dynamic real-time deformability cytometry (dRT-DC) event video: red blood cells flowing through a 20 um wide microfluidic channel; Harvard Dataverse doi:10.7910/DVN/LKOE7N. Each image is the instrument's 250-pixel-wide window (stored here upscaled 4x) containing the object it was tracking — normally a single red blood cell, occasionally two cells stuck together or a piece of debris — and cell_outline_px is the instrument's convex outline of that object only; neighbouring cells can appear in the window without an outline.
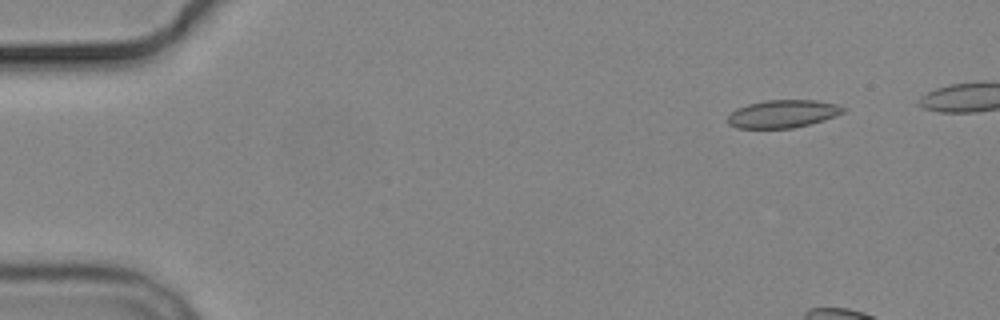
{"species": "common noctule bat (a hibernating species)", "species_latin": "Nyctalus noctula", "temperature_condition": "cold", "stored_images_in_passage": 8, "camera_frame_rate_fps": 3000, "um_per_image_px": 0.085, "animal": {"sex": "male", "body_mass_g": 19.2, "forearm_length_mm": 51.8}, "frame": {"image": 1, "passage_image": 2, "time_ms": 1.333, "image_size_px": [1000, 320], "cell_outline_px": [[848, 108], [844, 112], [824, 120], [792, 128], [736, 128], [728, 124], [728, 116], [736, 108], [748, 104], [764, 100], [816, 100], [836, 104]], "centroid_in_image_um": [66.54, 9.67], "position_along_channel_um": 18.5, "area_um2": 18.73}}
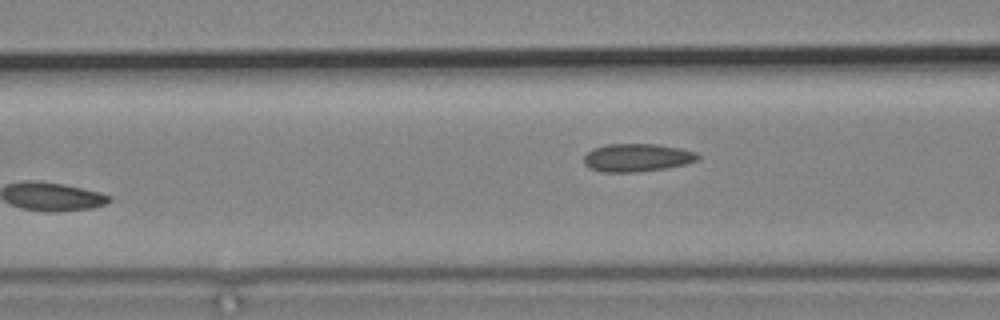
{"frame": {"image": 2, "passage_image": 8, "time_ms": 9.333, "image_size_px": [1000, 320], "cell_outline_px": [[700, 160], [684, 164], [664, 168], [636, 172], [604, 172], [588, 168], [584, 164], [584, 156], [592, 148], [608, 144], [656, 144], [680, 148], [696, 152], [700, 156]], "centroid_in_image_um": [54.14, 13.39], "position_along_channel_um": 112.5, "area_um2": 18.61}}